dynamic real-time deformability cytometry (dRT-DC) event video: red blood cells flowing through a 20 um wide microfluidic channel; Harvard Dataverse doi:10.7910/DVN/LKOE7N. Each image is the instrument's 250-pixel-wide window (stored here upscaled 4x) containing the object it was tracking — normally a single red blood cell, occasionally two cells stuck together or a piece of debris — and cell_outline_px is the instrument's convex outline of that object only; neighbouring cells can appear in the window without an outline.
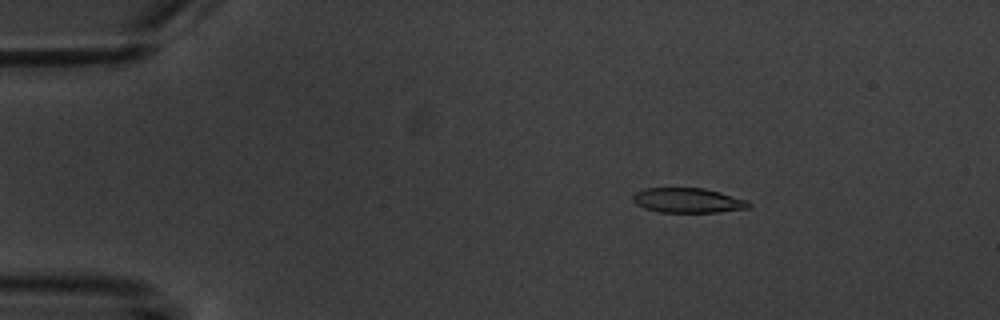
{"species": "common noctule bat (a hibernating species)", "species_latin": "Nyctalus noctula", "temperature_condition": "warm", "stored_images_in_passage": 6, "camera_frame_rate_fps": 3000, "um_per_image_px": 0.085, "animal": {"sex": "male", "body_mass_g": 20.1, "forearm_length_mm": 53.5}, "frame": {"image": 1, "passage_image": 3, "time_ms": 2.333, "image_size_px": [1000, 320], "cell_outline_px": [[752, 204], [748, 208], [716, 212], [660, 212], [644, 208], [636, 204], [632, 200], [632, 196], [636, 192], [644, 188], [704, 188], [720, 192], [748, 200]], "centroid_in_image_um": [58.46, 17.03], "position_along_channel_um": 26.5, "area_um2": 16.76}}
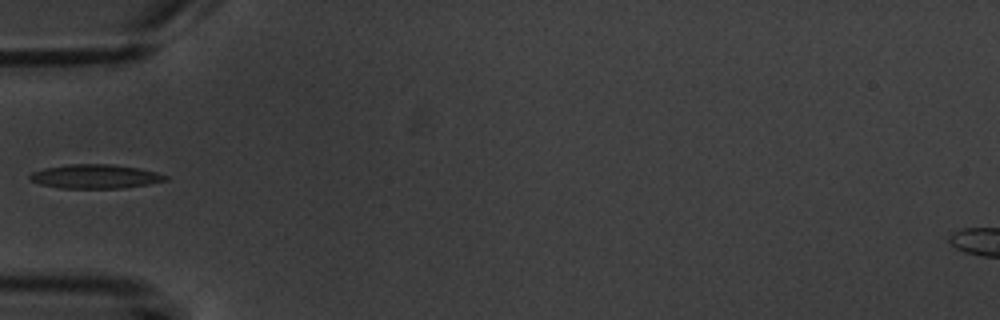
{"frame": {"image": 2, "passage_image": 6, "time_ms": 5.667, "image_size_px": [1000, 320], "cell_outline_px": [[168, 180], [148, 184], [124, 188], [60, 188], [40, 184], [32, 180], [28, 176], [32, 172], [44, 168], [72, 164], [112, 164], [136, 168], [156, 172], [168, 176]], "centroid_in_image_um": [8.1, 15.0], "position_along_channel_um": 76.9, "area_um2": 18.84}}